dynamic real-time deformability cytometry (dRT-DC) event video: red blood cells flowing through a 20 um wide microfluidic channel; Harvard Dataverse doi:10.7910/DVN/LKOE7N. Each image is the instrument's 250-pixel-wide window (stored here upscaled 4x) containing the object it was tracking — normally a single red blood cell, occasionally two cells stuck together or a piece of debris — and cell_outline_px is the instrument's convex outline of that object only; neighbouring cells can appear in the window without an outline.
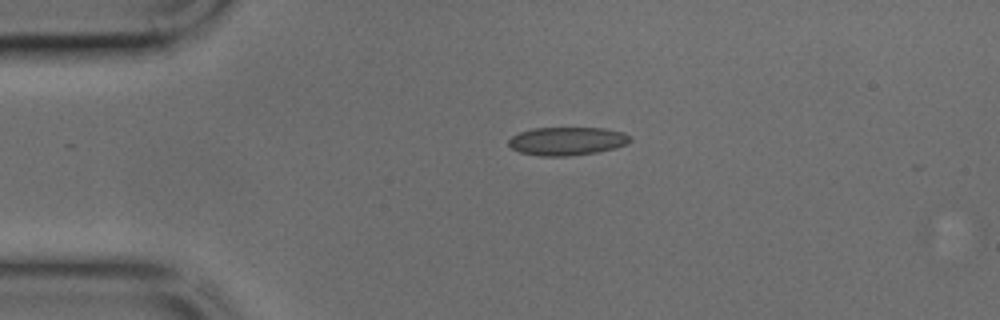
{"species": "common noctule bat (a hibernating species)", "species_latin": "Nyctalus noctula", "temperature_condition": "cold", "stored_images_in_passage": 13, "camera_frame_rate_fps": 3000, "um_per_image_px": 0.085, "animal": {"sex": "male", "body_mass_g": 17.9, "forearm_length_mm": 54.2}, "frame": {"image": 1, "passage_image": 1, "time_ms": 0.0, "image_size_px": [1000, 320], "cell_outline_px": [[632, 140], [628, 144], [616, 148], [596, 152], [568, 156], [540, 156], [520, 152], [512, 148], [508, 144], [508, 140], [512, 136], [520, 132], [532, 128], [604, 128], [624, 132], [632, 136]], "centroid_in_image_um": [48.24, 11.99], "position_along_channel_um": 36.8, "area_um2": 20.17}}
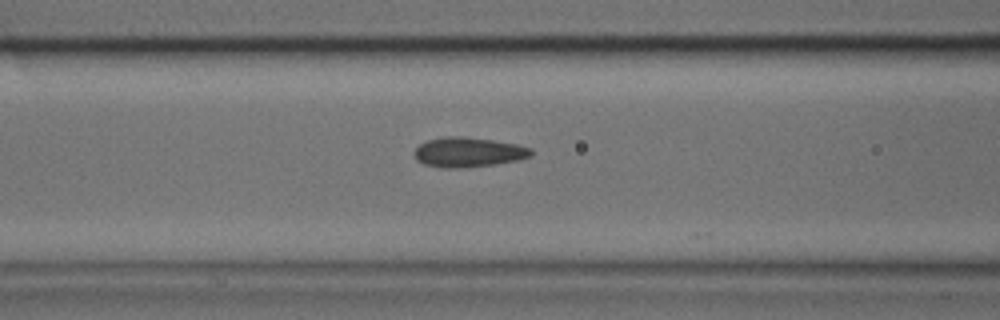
{"frame": {"image": 2, "passage_image": 9, "time_ms": 2.667, "image_size_px": [1000, 320], "cell_outline_px": [[532, 156], [520, 160], [496, 164], [456, 168], [444, 168], [424, 164], [416, 160], [412, 152], [420, 144], [428, 140], [444, 136], [460, 136], [492, 140], [516, 144], [532, 148]], "centroid_in_image_um": [39.8, 12.94], "position_along_channel_um": 126.8, "area_um2": 20.35}}